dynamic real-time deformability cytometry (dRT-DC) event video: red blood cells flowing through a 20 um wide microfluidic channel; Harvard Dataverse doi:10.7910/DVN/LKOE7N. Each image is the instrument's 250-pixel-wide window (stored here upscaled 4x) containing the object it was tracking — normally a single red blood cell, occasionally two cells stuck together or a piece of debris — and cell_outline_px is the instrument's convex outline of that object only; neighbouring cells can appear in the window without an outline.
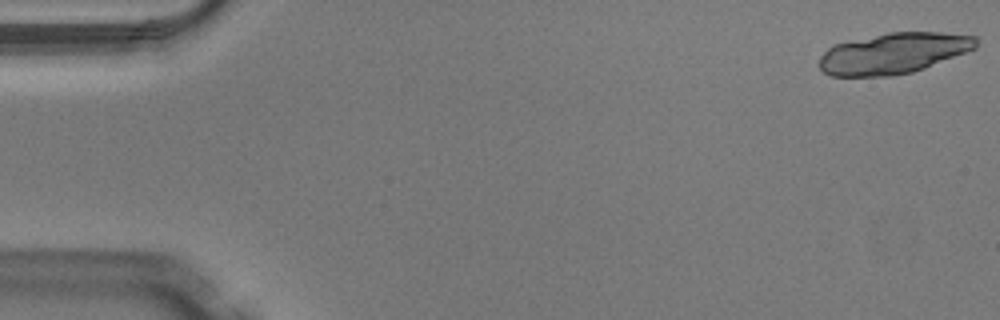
{"species": "Egyptian fruit bat (a non-hibernating species)", "species_latin": "Rousettus aegyptiacus", "temperature_condition": "warm", "stored_images_in_passage": 8, "camera_frame_rate_fps": 3000, "um_per_image_px": 0.085, "animal": {"sex": "male"}, "frame": {"image": 1, "passage_image": 1, "time_ms": 0.0, "image_size_px": [1000, 320], "cell_outline_px": [[980, 36], [976, 48], [924, 68], [912, 72], [892, 76], [832, 76], [824, 72], [816, 64], [820, 56], [832, 44], [888, 32], [940, 32]], "centroid_in_image_um": [75.93, 4.52], "position_along_channel_um": 9.1, "area_um2": 37.63}}